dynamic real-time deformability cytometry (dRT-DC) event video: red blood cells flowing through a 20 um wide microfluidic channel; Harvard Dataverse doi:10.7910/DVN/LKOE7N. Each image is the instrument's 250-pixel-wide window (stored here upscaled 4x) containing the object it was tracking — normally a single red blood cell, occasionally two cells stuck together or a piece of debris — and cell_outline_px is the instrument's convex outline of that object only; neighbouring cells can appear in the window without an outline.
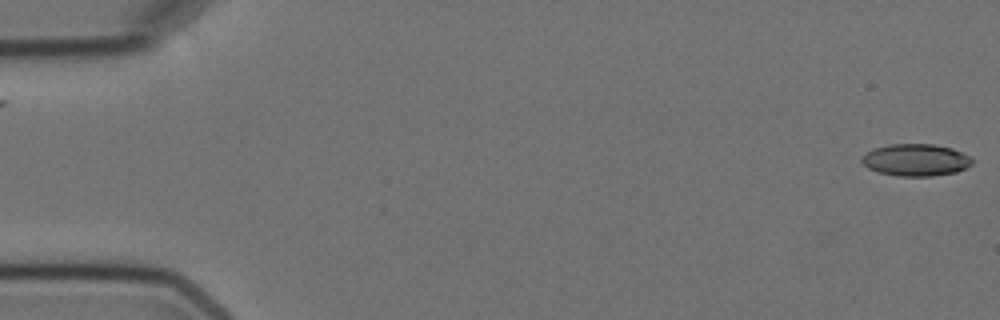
{"species": "Egyptian fruit bat (a non-hibernating species)", "species_latin": "Rousettus aegyptiacus", "temperature_condition": "cold", "stored_images_in_passage": 5, "camera_frame_rate_fps": 3000, "um_per_image_px": 0.085, "animal": {"sex": "female"}, "frame": {"image": 1, "passage_image": 1, "time_ms": 0.0, "image_size_px": [1000, 320], "cell_outline_px": [[972, 164], [956, 172], [932, 176], [896, 176], [880, 172], [868, 168], [860, 160], [872, 148], [892, 144], [932, 144], [952, 148], [968, 156], [972, 160]], "centroid_in_image_um": [77.83, 13.6], "position_along_channel_um": 7.2, "area_um2": 20.4}}
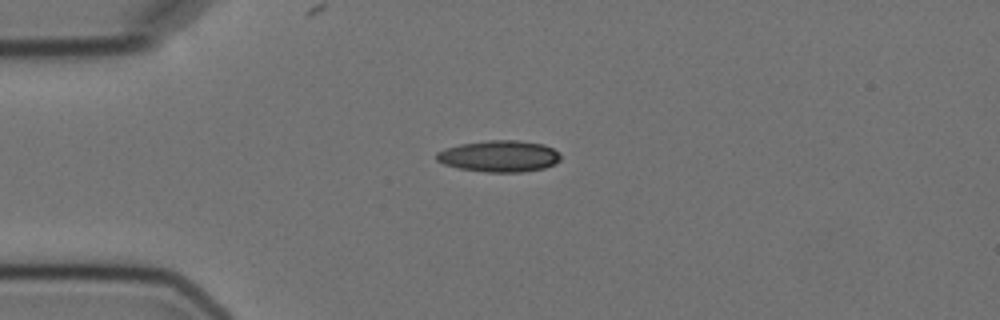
{"frame": {"image": 2, "passage_image": 4, "time_ms": 4.333, "image_size_px": [1000, 320], "cell_outline_px": [[560, 160], [544, 168], [520, 172], [488, 172], [460, 168], [444, 164], [436, 160], [436, 152], [444, 148], [460, 144], [488, 140], [520, 140], [544, 144], [560, 152]], "centroid_in_image_um": [42.43, 13.26], "position_along_channel_um": 42.6, "area_um2": 22.77}}